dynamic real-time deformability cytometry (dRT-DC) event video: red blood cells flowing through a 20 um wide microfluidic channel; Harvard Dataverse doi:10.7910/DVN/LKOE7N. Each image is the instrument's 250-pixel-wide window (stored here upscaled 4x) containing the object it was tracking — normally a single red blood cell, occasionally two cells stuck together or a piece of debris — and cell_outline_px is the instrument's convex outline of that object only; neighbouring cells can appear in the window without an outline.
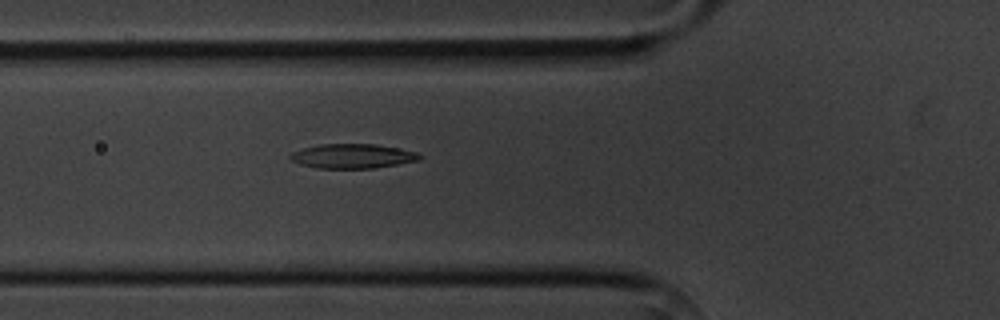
{"species": "common noctule bat (a hibernating species)", "species_latin": "Nyctalus noctula", "temperature_condition": "cold", "stored_images_in_passage": 3, "camera_frame_rate_fps": 3000, "um_per_image_px": 0.085, "animal": {"sex": "male", "body_mass_g": 20.1, "forearm_length_mm": 53.5}, "frame": {"image": 1, "passage_image": 3, "time_ms": 2.0, "image_size_px": [1000, 320], "cell_outline_px": [[424, 156], [420, 160], [372, 168], [316, 168], [300, 164], [292, 160], [288, 156], [292, 152], [304, 148], [320, 144], [376, 144], [416, 152]], "centroid_in_image_um": [29.96, 13.27], "position_along_channel_um": 95.8, "area_um2": 18.26}}